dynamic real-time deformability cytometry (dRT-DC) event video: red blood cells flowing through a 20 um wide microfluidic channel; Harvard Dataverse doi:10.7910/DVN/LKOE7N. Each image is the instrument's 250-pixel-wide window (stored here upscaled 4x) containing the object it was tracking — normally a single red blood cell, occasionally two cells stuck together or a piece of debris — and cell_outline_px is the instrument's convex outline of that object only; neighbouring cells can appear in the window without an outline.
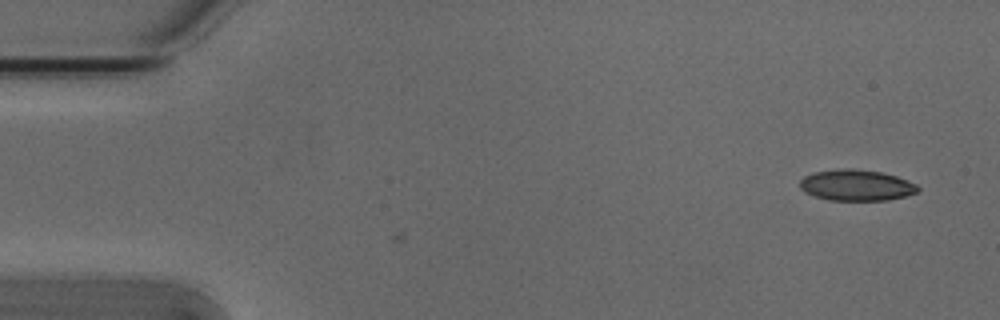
{"species": "Egyptian fruit bat (a non-hibernating species)", "species_latin": "Rousettus aegyptiacus", "temperature_condition": "cold", "stored_images_in_passage": 3, "camera_frame_rate_fps": 3000, "um_per_image_px": 0.085, "animal": {"sex": "male"}, "frame": {"image": 1, "passage_image": 1, "time_ms": 0.0, "image_size_px": [1000, 320], "cell_outline_px": [[920, 192], [888, 200], [828, 200], [804, 192], [800, 188], [800, 180], [804, 176], [812, 172], [840, 168], [852, 168], [880, 172], [896, 176], [908, 180], [916, 184], [920, 188]], "centroid_in_image_um": [72.79, 15.74], "position_along_channel_um": 12.2, "area_um2": 21.5}}